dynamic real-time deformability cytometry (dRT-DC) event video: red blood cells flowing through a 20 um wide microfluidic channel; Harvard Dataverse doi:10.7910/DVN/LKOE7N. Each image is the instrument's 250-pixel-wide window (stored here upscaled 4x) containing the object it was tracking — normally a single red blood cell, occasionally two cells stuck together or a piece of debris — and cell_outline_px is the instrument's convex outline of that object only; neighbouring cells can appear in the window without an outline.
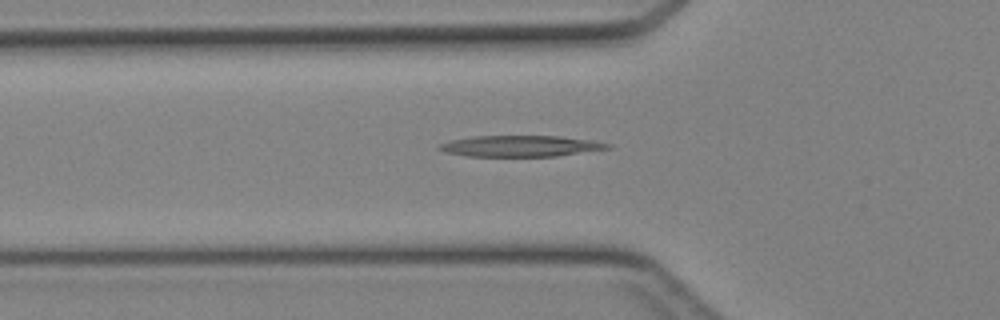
{"species": "Egyptian fruit bat (a non-hibernating species)", "species_latin": "Rousettus aegyptiacus", "temperature_condition": "cold", "stored_images_in_passage": 39, "camera_frame_rate_fps": 3000, "um_per_image_px": 0.085, "animal": {"sex": "female"}, "frame": {"image": 1, "passage_image": 10, "time_ms": 3.0, "image_size_px": [1000, 320], "cell_outline_px": [[612, 148], [556, 156], [468, 156], [444, 152], [436, 148], [440, 144], [448, 140], [472, 136], [560, 136], [592, 140], [612, 144]], "centroid_in_image_um": [44.23, 12.41], "position_along_channel_um": 81.6, "area_um2": 20.81}}
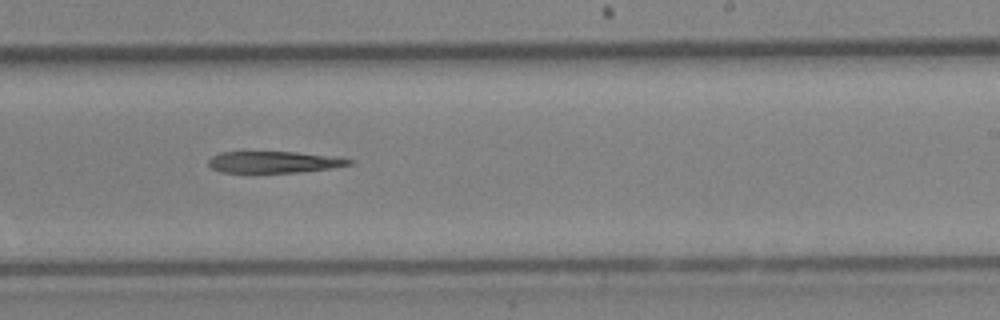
{"frame": {"image": 2, "passage_image": 22, "time_ms": 7.0, "image_size_px": [1000, 320], "cell_outline_px": [[352, 164], [328, 168], [300, 172], [220, 172], [212, 168], [208, 164], [208, 160], [212, 156], [220, 152], [296, 152], [340, 156], [352, 160]], "centroid_in_image_um": [23.3, 13.76], "position_along_channel_um": 265.7, "area_um2": 17.63}}
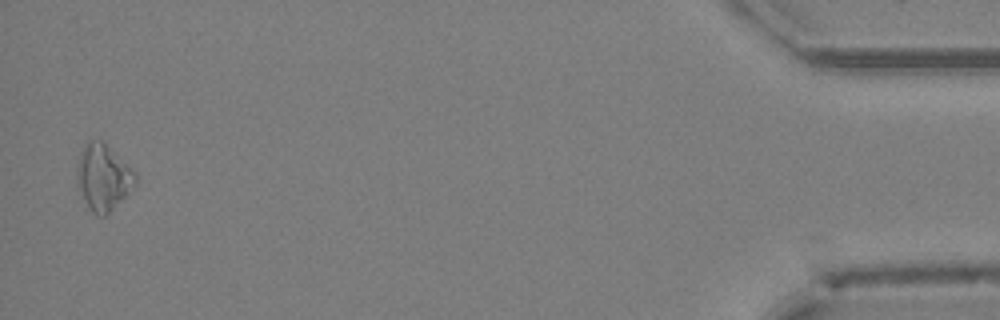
{"frame": {"image": 3, "passage_image": 38, "time_ms": 12.333, "image_size_px": [1000, 320], "cell_outline_px": [[136, 184], [104, 216], [100, 216], [92, 212], [88, 208], [76, 184], [76, 164], [80, 152], [84, 144], [88, 140], [104, 140], [136, 172]], "centroid_in_image_um": [8.73, 15.01], "position_along_channel_um": 426.5, "area_um2": 22.72}}